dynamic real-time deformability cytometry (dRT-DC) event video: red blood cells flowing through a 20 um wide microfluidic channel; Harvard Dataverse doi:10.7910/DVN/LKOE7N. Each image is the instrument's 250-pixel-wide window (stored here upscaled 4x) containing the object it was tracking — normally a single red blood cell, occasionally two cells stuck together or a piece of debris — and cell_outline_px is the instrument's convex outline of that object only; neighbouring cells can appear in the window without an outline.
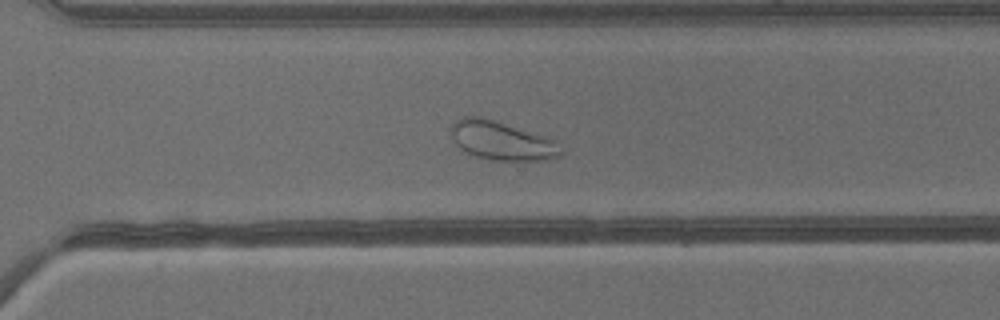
{"species": "common noctule bat (a hibernating species)", "species_latin": "Nyctalus noctula", "temperature_condition": "warm", "stored_images_in_passage": 42, "camera_frame_rate_fps": 3000, "um_per_image_px": 0.085, "animal": {"sex": "male", "body_mass_g": 13.3}, "frame": {"image": 1, "passage_image": 30, "time_ms": 9.667, "image_size_px": [1000, 320], "cell_outline_px": [[564, 152], [560, 156], [544, 160], [492, 160], [476, 156], [460, 148], [456, 144], [452, 136], [452, 124], [456, 120], [464, 116], [476, 116], [492, 120], [544, 136], [552, 140]], "centroid_in_image_um": [42.63, 11.97], "position_along_channel_um": 328.0, "area_um2": 24.16}}